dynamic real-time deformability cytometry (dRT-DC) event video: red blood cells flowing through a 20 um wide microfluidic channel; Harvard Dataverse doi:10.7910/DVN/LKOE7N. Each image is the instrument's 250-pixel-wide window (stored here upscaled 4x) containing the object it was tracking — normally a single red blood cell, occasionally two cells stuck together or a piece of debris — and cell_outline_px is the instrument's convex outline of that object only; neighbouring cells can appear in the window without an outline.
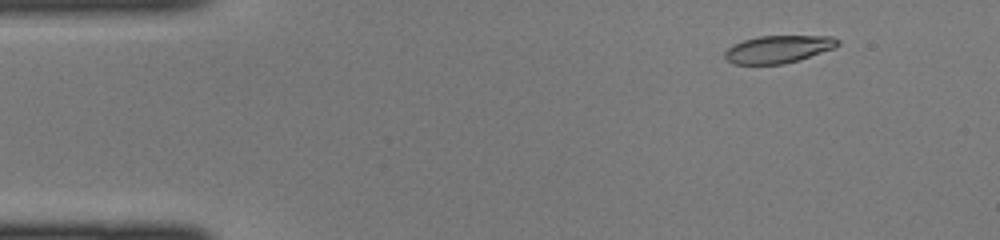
{"species": "common noctule bat (a hibernating species)", "species_latin": "Nyctalus noctula", "temperature_condition": "cold", "stored_images_in_passage": 44, "camera_frame_rate_fps": 3000, "um_per_image_px": 0.085, "animal": {"sex": "female", "body_mass_g": 22.0, "forearm_length_mm": 56.7}, "frame": {"image": 1, "passage_image": 5, "time_ms": 1.333, "image_size_px": [1000, 240], "cell_outline_px": [[840, 44], [832, 48], [800, 60], [784, 64], [732, 64], [724, 56], [724, 52], [732, 44], [744, 40], [760, 36], [832, 36], [840, 40]], "centroid_in_image_um": [66.14, 4.18], "position_along_channel_um": 18.9, "area_um2": 18.09}}
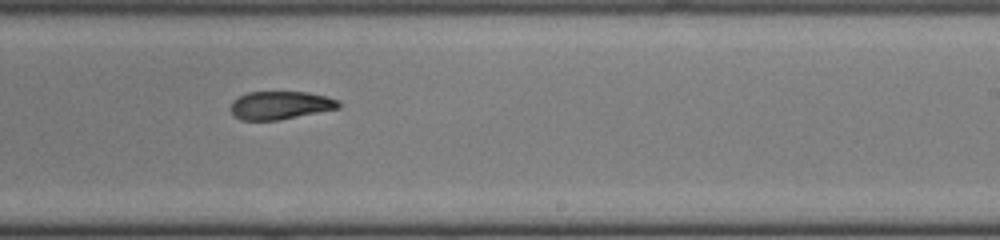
{"frame": {"image": 2, "passage_image": 27, "time_ms": 8.667, "image_size_px": [1000, 240], "cell_outline_px": [[340, 108], [280, 120], [240, 120], [232, 116], [228, 108], [232, 100], [248, 92], [308, 92], [328, 96], [340, 100]], "centroid_in_image_um": [23.8, 8.95], "position_along_channel_um": 265.2, "area_um2": 18.09}}
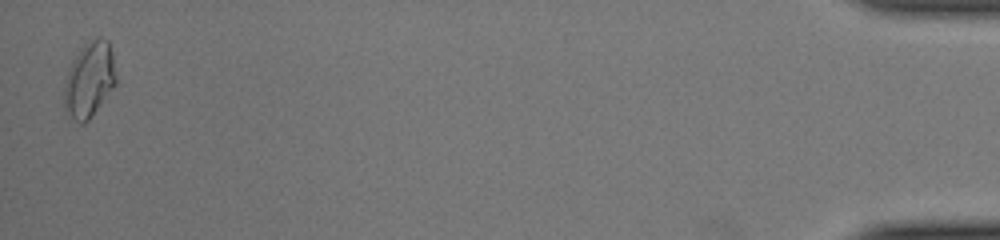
{"frame": {"image": 3, "passage_image": 44, "time_ms": 14.333, "image_size_px": [1000, 240], "cell_outline_px": [[116, 84], [88, 120], [84, 124], [80, 124], [64, 108], [64, 88], [68, 72], [76, 56], [96, 36], [100, 36], [108, 40], [112, 52], [116, 76]], "centroid_in_image_um": [7.62, 6.78], "position_along_channel_um": 427.6, "area_um2": 22.08}}